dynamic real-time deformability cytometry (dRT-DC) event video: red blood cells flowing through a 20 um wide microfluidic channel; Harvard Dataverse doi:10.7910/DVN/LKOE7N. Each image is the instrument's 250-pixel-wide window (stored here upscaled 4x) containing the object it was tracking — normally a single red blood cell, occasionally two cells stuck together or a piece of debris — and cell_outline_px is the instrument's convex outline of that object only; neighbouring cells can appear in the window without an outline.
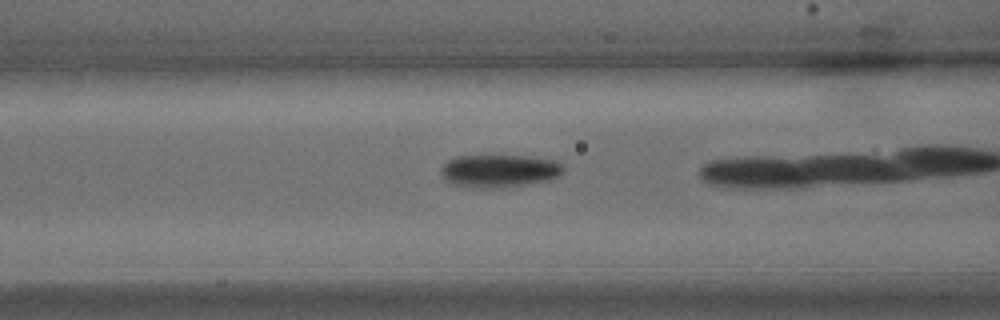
{"species": "common noctule bat (a hibernating species)", "species_latin": "Nyctalus noctula", "temperature_condition": "warm", "stored_images_in_passage": 22, "camera_frame_rate_fps": 3000, "um_per_image_px": 0.085, "animal": {"sex": "male", "body_mass_g": 15.6}, "frame": {"image": 1, "passage_image": 9, "time_ms": 2.667, "image_size_px": [1000, 320], "cell_outline_px": [[564, 172], [548, 180], [520, 184], [456, 184], [448, 180], [440, 172], [440, 168], [448, 160], [456, 156], [528, 156], [556, 160], [564, 168]], "centroid_in_image_um": [42.49, 14.43], "position_along_channel_um": 124.1, "area_um2": 21.73}}
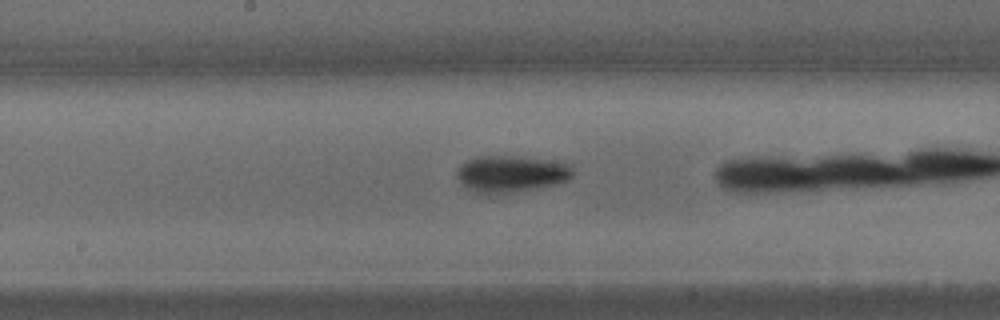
{"frame": {"image": 2, "passage_image": 13, "time_ms": 4.0, "image_size_px": [1000, 320], "cell_outline_px": [[572, 176], [568, 180], [556, 184], [496, 196], [488, 196], [464, 188], [456, 176], [456, 172], [460, 164], [476, 156], [512, 156], [556, 160], [568, 164], [572, 168]], "centroid_in_image_um": [43.39, 14.8], "position_along_channel_um": 204.8, "area_um2": 25.43}}
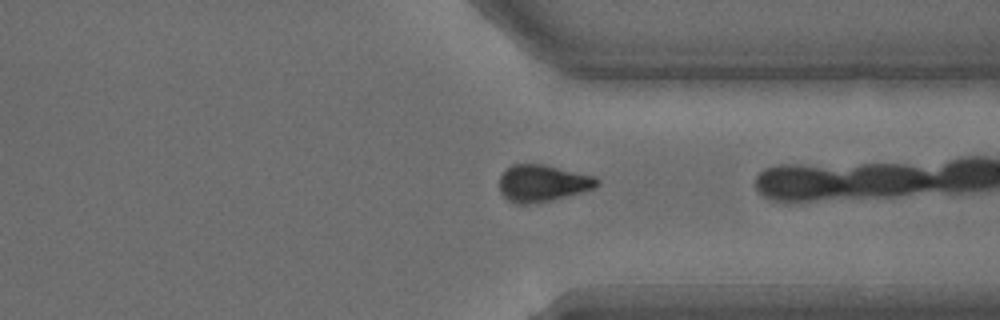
{"frame": {"image": 3, "passage_image": 21, "time_ms": 6.667, "image_size_px": [1000, 320], "cell_outline_px": [[600, 184], [592, 188], [580, 192], [552, 200], [528, 204], [516, 204], [508, 200], [500, 192], [500, 176], [512, 164], [544, 164], [596, 176], [600, 180]], "centroid_in_image_um": [46.13, 15.56], "position_along_channel_um": 365.3, "area_um2": 20.92}}